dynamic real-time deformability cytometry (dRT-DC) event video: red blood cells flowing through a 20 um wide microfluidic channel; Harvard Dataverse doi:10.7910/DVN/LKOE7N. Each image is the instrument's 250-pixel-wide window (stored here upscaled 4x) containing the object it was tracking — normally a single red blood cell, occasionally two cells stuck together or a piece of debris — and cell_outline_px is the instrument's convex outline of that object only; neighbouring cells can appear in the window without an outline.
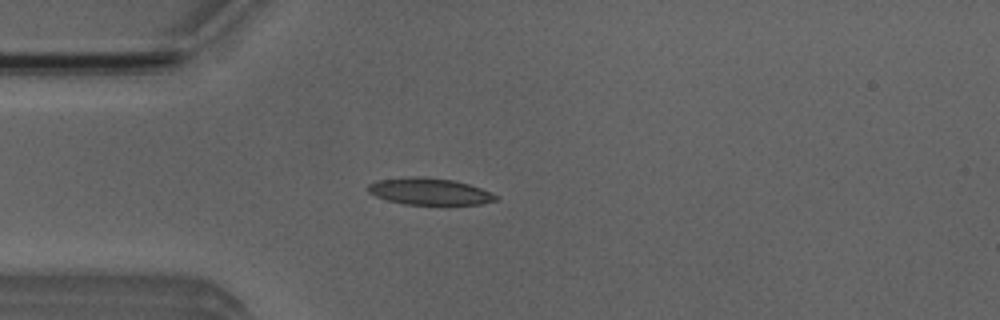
{"species": "Egyptian fruit bat (a non-hibernating species)", "species_latin": "Rousettus aegyptiacus", "temperature_condition": "room temperature", "stored_images_in_passage": 40, "camera_frame_rate_fps": 3000, "um_per_image_px": 0.085, "animal": {"sex": "male"}, "frame": {"image": 1, "passage_image": 2, "time_ms": 0.333, "image_size_px": [1000, 320], "cell_outline_px": [[500, 200], [480, 204], [444, 208], [404, 204], [388, 200], [376, 196], [368, 192], [368, 184], [376, 180], [408, 176], [420, 176], [452, 180], [468, 184], [480, 188], [500, 196]], "centroid_in_image_um": [36.57, 16.33], "position_along_channel_um": 48.4, "area_um2": 21.04}}
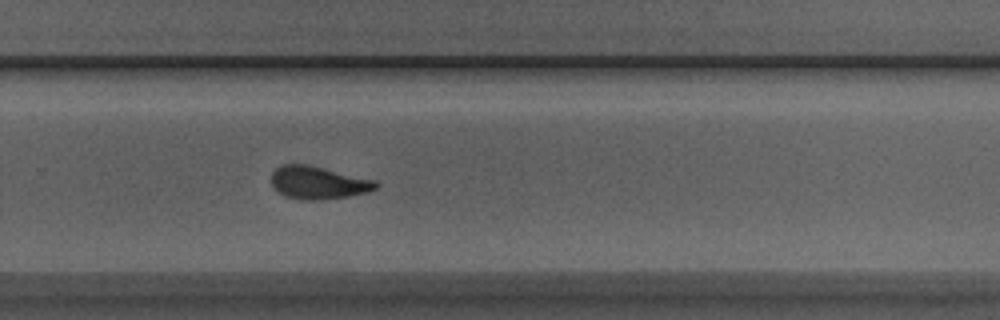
{"frame": {"image": 2, "passage_image": 22, "time_ms": 7.0, "image_size_px": [1000, 320], "cell_outline_px": [[380, 184], [376, 188], [368, 192], [348, 196], [320, 200], [304, 200], [284, 196], [276, 192], [272, 188], [272, 172], [280, 164], [308, 164], [376, 180]], "centroid_in_image_um": [27.03, 15.52], "position_along_channel_um": 302.8, "area_um2": 20.23}}
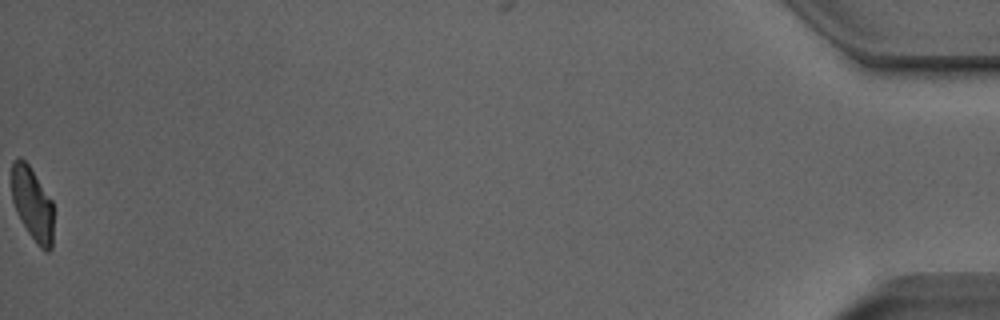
{"frame": {"image": 3, "passage_image": 40, "time_ms": 13.0, "image_size_px": [1000, 320], "cell_outline_px": [[52, 248], [48, 252], [44, 252], [36, 244], [28, 232], [16, 212], [12, 200], [12, 160], [20, 156], [28, 164], [52, 200]], "centroid_in_image_um": [2.74, 17.34], "position_along_channel_um": 432.5, "area_um2": 17.86}, "authors_computed_cell_mechanics": {"area_um2": 19.6231, "velocity_mm_per_s": 3.9843, "shape_relaxation_time_tau1_ms": 4.2849, "shape_relaxation_time_tau2_ms": 2.0291, "deformation_change_tau1": 0.1745, "deformation_change_tau2": 0.0936}}